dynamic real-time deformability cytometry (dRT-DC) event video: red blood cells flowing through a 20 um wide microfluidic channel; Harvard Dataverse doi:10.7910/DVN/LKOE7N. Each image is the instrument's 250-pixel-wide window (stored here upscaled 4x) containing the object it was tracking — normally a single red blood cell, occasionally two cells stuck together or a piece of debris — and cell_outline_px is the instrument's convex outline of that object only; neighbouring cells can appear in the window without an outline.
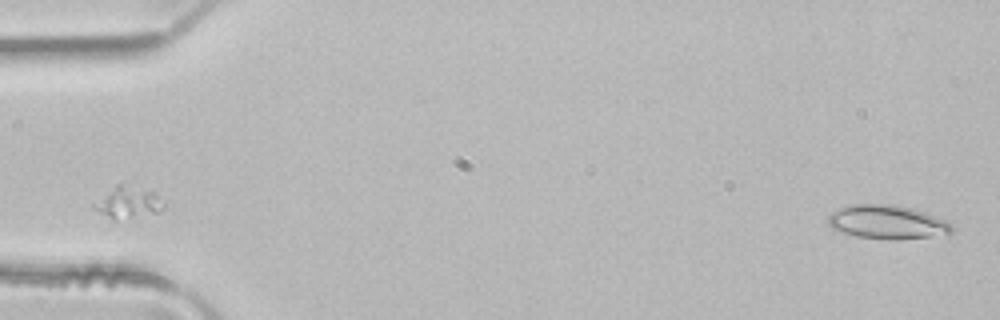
{"species": "common noctule bat (a hibernating species)", "species_latin": "Nyctalus noctula", "temperature_condition": "room temperature", "stored_images_in_passage": 5, "segment_of_instrument_passage": [3, 3], "camera_frame_rate_fps": 3000, "um_per_image_px": 0.085, "animal": {"sex": "male", "body_mass_g": 21.5, "forearm_length_mm": 52.0}, "frame": {"image": 1, "passage_image": 5, "time_ms": 1.333, "image_size_px": [1000, 320], "cell_outline_px": [[956, 228], [952, 232], [932, 236], [900, 240], [888, 240], [856, 236], [832, 228], [828, 224], [828, 216], [832, 212], [840, 208], [852, 204], [888, 204], [912, 208], [924, 212], [944, 220], [952, 224]], "centroid_in_image_um": [75.42, 18.88], "position_along_channel_um": 9.6, "area_um2": 24.33}}